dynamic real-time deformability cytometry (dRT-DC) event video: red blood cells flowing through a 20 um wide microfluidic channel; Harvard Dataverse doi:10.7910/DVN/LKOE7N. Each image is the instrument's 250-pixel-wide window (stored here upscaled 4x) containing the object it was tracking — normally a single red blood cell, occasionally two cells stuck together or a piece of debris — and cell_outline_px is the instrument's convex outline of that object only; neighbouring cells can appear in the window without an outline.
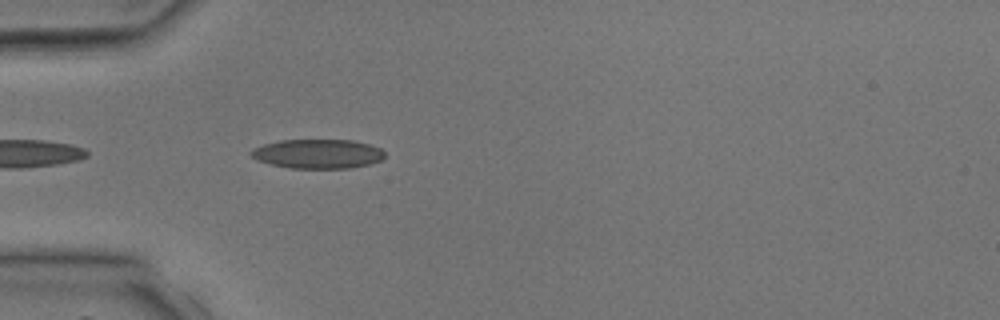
{"species": "common noctule bat (a hibernating species)", "species_latin": "Nyctalus noctula", "temperature_condition": "room temperature", "stored_images_in_passage": 5, "camera_frame_rate_fps": 3000, "um_per_image_px": 0.085, "animal": {"sex": "male", "body_mass_g": 17.9, "forearm_length_mm": 54.2}, "frame": {"image": 1, "passage_image": 5, "time_ms": 5.333, "image_size_px": [1000, 320], "cell_outline_px": [[384, 156], [380, 160], [368, 164], [348, 168], [288, 168], [272, 164], [260, 160], [252, 156], [248, 152], [252, 148], [264, 144], [280, 140], [352, 140], [368, 144], [380, 148], [384, 152]], "centroid_in_image_um": [26.99, 13.07], "position_along_channel_um": 58.0, "area_um2": 22.6}}